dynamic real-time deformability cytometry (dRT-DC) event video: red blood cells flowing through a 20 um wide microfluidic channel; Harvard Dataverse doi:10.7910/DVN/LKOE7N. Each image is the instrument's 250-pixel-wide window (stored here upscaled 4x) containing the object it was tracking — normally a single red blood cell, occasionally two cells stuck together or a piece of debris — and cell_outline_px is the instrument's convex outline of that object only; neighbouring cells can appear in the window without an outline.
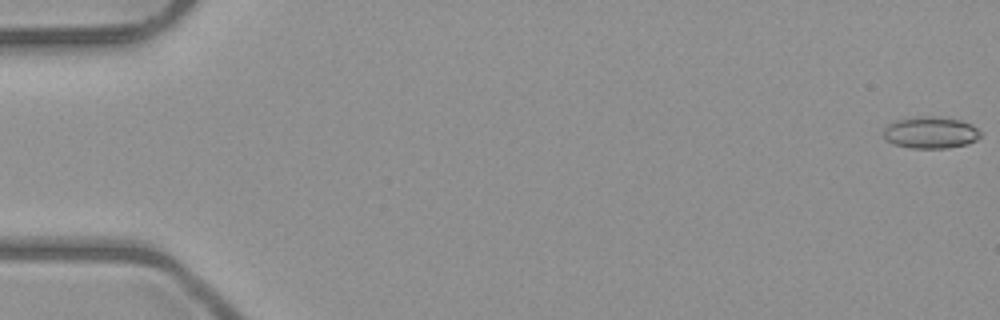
{"species": "common noctule bat (a hibernating species)", "species_latin": "Nyctalus noctula", "temperature_condition": "room temperature", "stored_images_in_passage": 7, "camera_frame_rate_fps": 3000, "um_per_image_px": 0.085, "animal": {"sex": "male", "body_mass_g": 23.1, "forearm_length_mm": 52.7}, "frame": {"image": 1, "passage_image": 1, "time_ms": 0.0, "image_size_px": [1000, 320], "cell_outline_px": [[980, 136], [976, 140], [968, 144], [948, 148], [908, 148], [892, 144], [884, 136], [884, 128], [888, 124], [896, 120], [920, 116], [932, 116], [960, 120], [972, 124], [980, 132]], "centroid_in_image_um": [79.09, 11.27], "position_along_channel_um": 5.9, "area_um2": 17.98}}
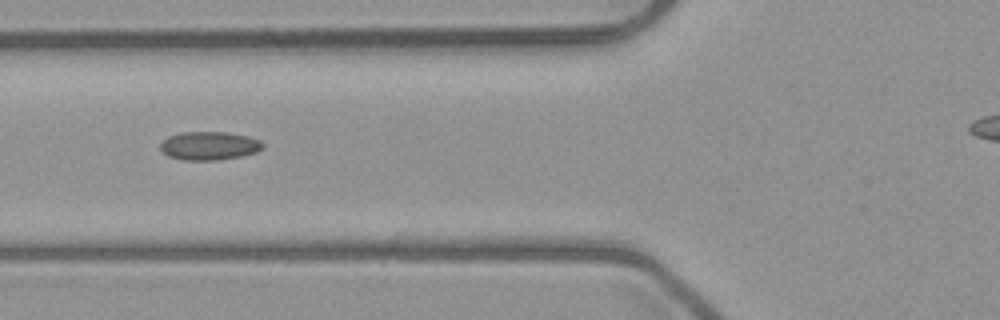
{"frame": {"image": 2, "passage_image": 7, "time_ms": 6.667, "image_size_px": [1000, 320], "cell_outline_px": [[264, 148], [256, 152], [240, 156], [220, 160], [180, 160], [168, 156], [160, 148], [160, 144], [168, 136], [180, 132], [228, 132], [248, 136], [260, 140], [264, 144]], "centroid_in_image_um": [17.79, 12.39], "position_along_channel_um": 108.0, "area_um2": 17.11}}